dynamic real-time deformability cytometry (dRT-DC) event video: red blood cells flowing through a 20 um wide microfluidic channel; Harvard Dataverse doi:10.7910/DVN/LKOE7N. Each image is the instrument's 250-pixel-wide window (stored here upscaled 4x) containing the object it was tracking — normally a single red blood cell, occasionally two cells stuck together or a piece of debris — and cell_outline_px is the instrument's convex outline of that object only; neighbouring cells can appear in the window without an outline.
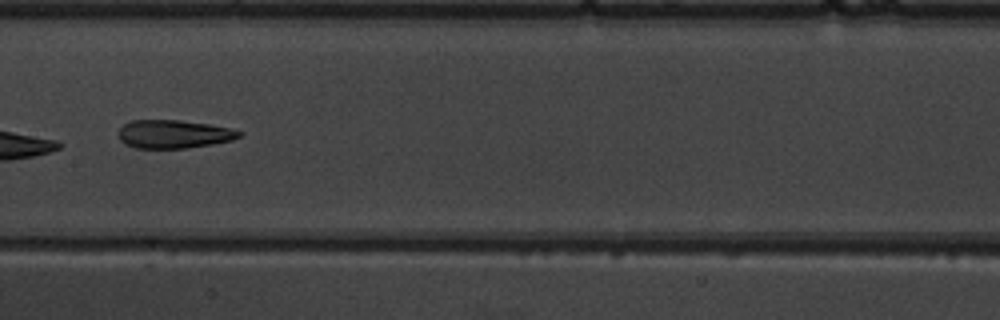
{"species": "common noctule bat (a hibernating species)", "species_latin": "Nyctalus noctula", "temperature_condition": "warm", "stored_images_in_passage": 11, "camera_frame_rate_fps": 3000, "um_per_image_px": 0.085, "animal": {"sex": "male", "body_mass_g": 19.5, "forearm_length_mm": 54.6}, "frame": {"image": 1, "passage_image": 8, "time_ms": 9.333, "image_size_px": [1000, 320], "cell_outline_px": [[244, 132], [240, 136], [232, 140], [212, 144], [184, 148], [136, 148], [124, 144], [120, 140], [120, 128], [124, 124], [132, 120], [180, 120], [208, 124], [228, 128]], "centroid_in_image_um": [14.76, 11.4], "position_along_channel_um": 192.6, "area_um2": 19.77}}
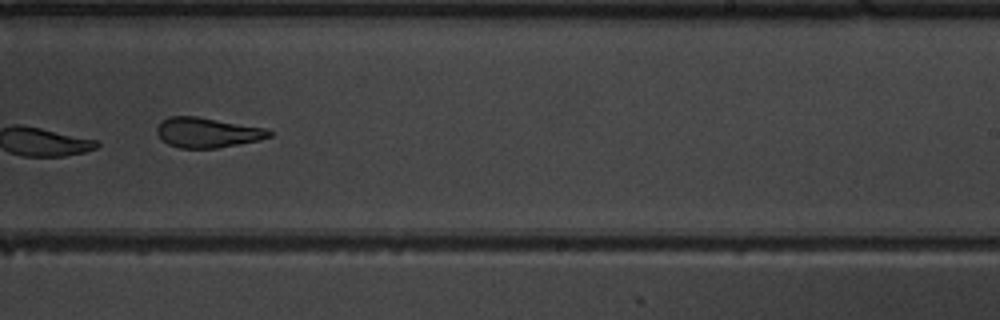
{"frame": {"image": 2, "passage_image": 10, "time_ms": 11.333, "image_size_px": [1000, 320], "cell_outline_px": [[272, 136], [260, 140], [216, 148], [180, 148], [168, 144], [156, 132], [156, 128], [160, 120], [168, 116], [196, 116], [268, 128], [272, 132]], "centroid_in_image_um": [17.63, 11.25], "position_along_channel_um": 271.4, "area_um2": 19.77}}